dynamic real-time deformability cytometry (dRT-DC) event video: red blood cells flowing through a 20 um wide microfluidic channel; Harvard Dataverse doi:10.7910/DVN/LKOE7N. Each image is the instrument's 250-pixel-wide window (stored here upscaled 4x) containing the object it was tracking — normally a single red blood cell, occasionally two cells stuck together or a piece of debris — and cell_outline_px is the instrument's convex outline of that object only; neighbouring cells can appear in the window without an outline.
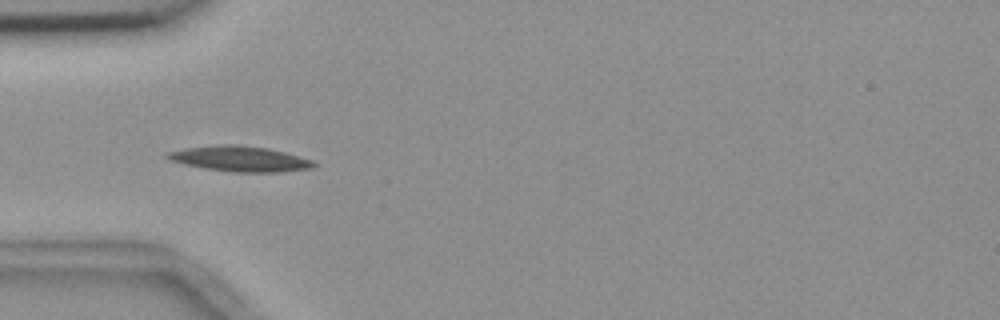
{"species": "common noctule bat (a hibernating species)", "species_latin": "Nyctalus noctula", "temperature_condition": "room temperature", "stored_images_in_passage": 5, "camera_frame_rate_fps": 3000, "um_per_image_px": 0.085, "animal": {"sex": "female", "body_mass_g": 18.4}, "frame": {"image": 1, "passage_image": 5, "time_ms": 4.333, "image_size_px": [1000, 320], "cell_outline_px": [[320, 164], [312, 168], [280, 172], [232, 172], [204, 168], [184, 164], [168, 160], [164, 156], [164, 152], [184, 148], [220, 144], [240, 144], [268, 148], [284, 152], [312, 160]], "centroid_in_image_um": [20.36, 13.49], "position_along_channel_um": 64.6, "area_um2": 21.96}}